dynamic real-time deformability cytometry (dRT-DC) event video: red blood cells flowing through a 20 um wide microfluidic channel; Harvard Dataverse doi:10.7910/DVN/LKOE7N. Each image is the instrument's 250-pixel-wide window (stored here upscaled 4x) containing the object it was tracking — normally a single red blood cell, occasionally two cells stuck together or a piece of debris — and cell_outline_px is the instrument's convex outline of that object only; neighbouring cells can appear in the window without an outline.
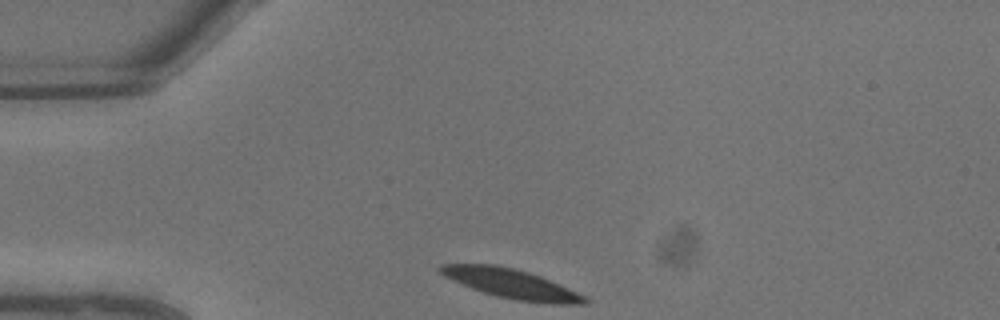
{"species": "common noctule bat (a hibernating species)", "species_latin": "Nyctalus noctula", "temperature_condition": "warm", "stored_images_in_passage": 5, "camera_frame_rate_fps": 3000, "um_per_image_px": 0.085, "animal": {"sex": "male", "body_mass_g": 13.3}, "frame": {"image": 1, "passage_image": 1, "time_ms": 0.0, "image_size_px": [1000, 320], "cell_outline_px": [[592, 300], [588, 304], [552, 304], [516, 300], [496, 296], [472, 288], [452, 280], [444, 276], [436, 268], [440, 264], [496, 264], [528, 272], [540, 276], [560, 284], [588, 296]], "centroid_in_image_um": [43.53, 24.13], "position_along_channel_um": 41.5, "area_um2": 24.91}}
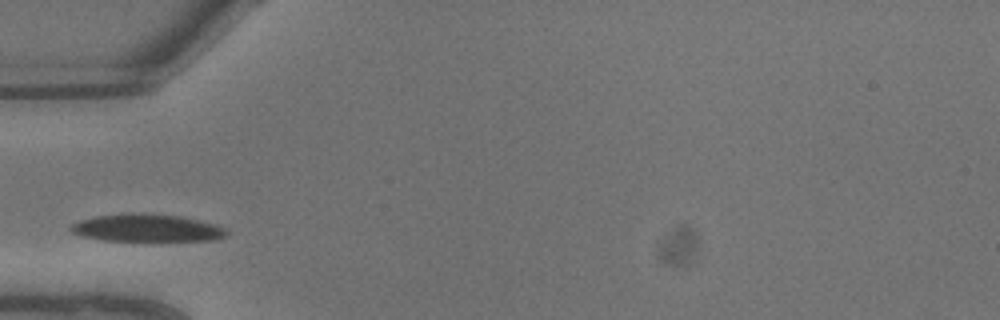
{"frame": {"image": 2, "passage_image": 3, "time_ms": 0.667, "image_size_px": [1000, 320], "cell_outline_px": [[228, 236], [216, 240], [104, 240], [80, 236], [72, 232], [68, 228], [72, 224], [80, 220], [96, 216], [124, 212], [140, 212], [180, 216], [212, 224], [224, 228], [228, 232]], "centroid_in_image_um": [12.44, 19.36], "position_along_channel_um": 72.6, "area_um2": 24.97}}
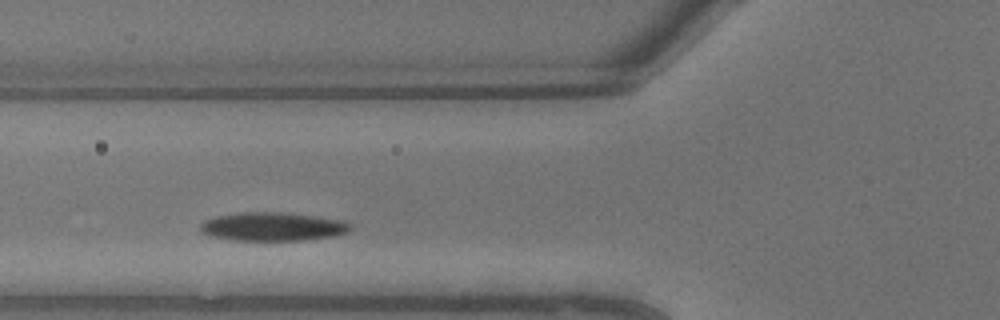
{"frame": {"image": 3, "passage_image": 4, "time_ms": 1.0, "image_size_px": [1000, 320], "cell_outline_px": [[352, 228], [348, 232], [332, 236], [308, 240], [232, 240], [208, 236], [200, 232], [200, 224], [204, 220], [216, 216], [244, 212], [280, 212], [312, 216], [340, 220], [352, 224]], "centroid_in_image_um": [23.13, 19.27], "position_along_channel_um": 102.7, "area_um2": 24.97}}